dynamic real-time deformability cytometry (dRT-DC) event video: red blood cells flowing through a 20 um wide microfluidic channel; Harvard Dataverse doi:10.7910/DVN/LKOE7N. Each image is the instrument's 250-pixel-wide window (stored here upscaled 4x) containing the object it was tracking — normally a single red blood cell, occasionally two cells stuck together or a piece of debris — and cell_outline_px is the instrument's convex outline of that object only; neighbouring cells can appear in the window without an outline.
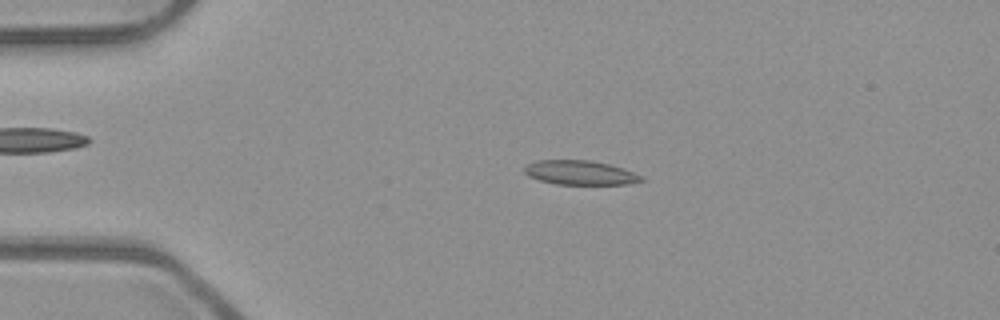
{"species": "common noctule bat (a hibernating species)", "species_latin": "Nyctalus noctula", "temperature_condition": "room temperature", "stored_images_in_passage": 52, "camera_frame_rate_fps": 3000, "um_per_image_px": 0.085, "animal": {"sex": "male", "body_mass_g": 23.1, "forearm_length_mm": 52.7}, "frame": {"image": 1, "passage_image": 11, "time_ms": 3.333, "image_size_px": [1000, 320], "cell_outline_px": [[644, 180], [628, 184], [556, 184], [540, 180], [528, 176], [524, 172], [524, 168], [528, 164], [536, 160], [592, 160], [624, 168], [644, 176]], "centroid_in_image_um": [49.33, 14.67], "position_along_channel_um": 35.7, "area_um2": 16.59}}
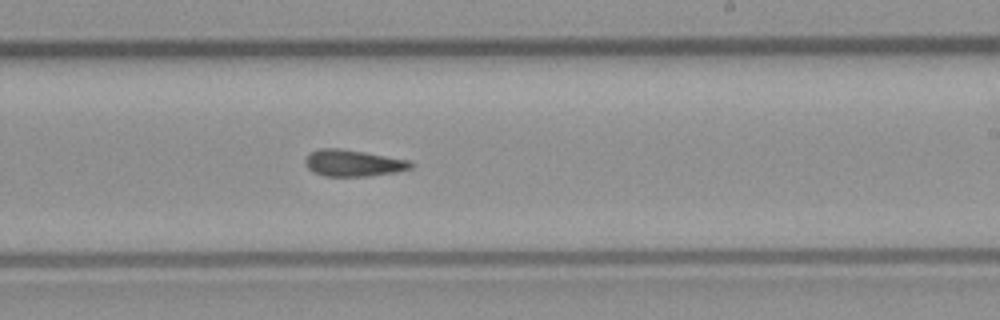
{"frame": {"image": 2, "passage_image": 31, "time_ms": 10.0, "image_size_px": [1000, 320], "cell_outline_px": [[412, 168], [396, 172], [368, 176], [324, 176], [312, 172], [304, 164], [304, 160], [308, 152], [320, 148], [340, 148], [412, 160]], "centroid_in_image_um": [29.98, 13.85], "position_along_channel_um": 259.0, "area_um2": 16.59}}
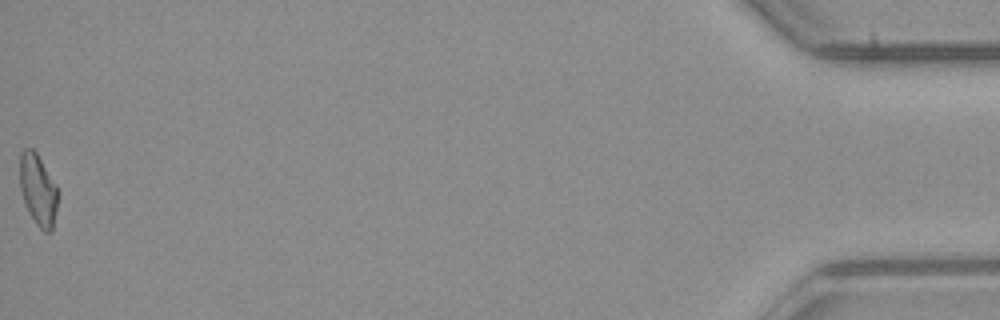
{"frame": {"image": 3, "passage_image": 52, "time_ms": 17.0, "image_size_px": [1000, 320], "cell_outline_px": [[60, 192], [52, 228], [48, 232], [44, 232], [36, 224], [28, 212], [20, 188], [20, 152], [24, 148], [32, 148], [36, 152], [60, 188]], "centroid_in_image_um": [3.26, 16.1], "position_along_channel_um": 431.9, "area_um2": 16.13}, "authors_computed_cell_mechanics": {"area_um2": 16.3863, "velocity_mm_per_s": 3.9544, "shape_relaxation_time_tau1_ms": 10.8674, "shape_relaxation_time_tau2_ms": 4.0698, "deformation_change_tau1": 0.2554, "deformation_change_tau2": 0.1212}}